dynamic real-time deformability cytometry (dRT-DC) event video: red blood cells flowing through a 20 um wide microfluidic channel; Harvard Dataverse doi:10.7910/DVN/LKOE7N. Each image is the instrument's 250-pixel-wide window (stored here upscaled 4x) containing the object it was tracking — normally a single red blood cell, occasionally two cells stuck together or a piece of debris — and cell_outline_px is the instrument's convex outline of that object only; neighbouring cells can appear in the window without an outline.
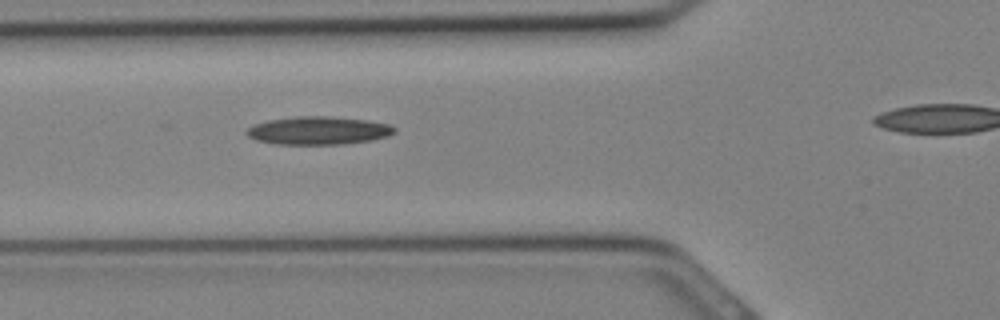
{"species": "Egyptian fruit bat (a non-hibernating species)", "species_latin": "Rousettus aegyptiacus", "temperature_condition": "cold", "stored_images_in_passage": 7, "segment_of_instrument_passage": [1, 2], "camera_frame_rate_fps": 3000, "um_per_image_px": 0.085, "animal": {"sex": "female"}, "frame": {"image": 1, "passage_image": 6, "time_ms": 1.667, "image_size_px": [1000, 320], "cell_outline_px": [[396, 132], [388, 136], [372, 140], [340, 144], [276, 144], [256, 140], [248, 136], [244, 132], [248, 128], [256, 124], [268, 120], [296, 116], [332, 116], [368, 120], [388, 124], [396, 128]], "centroid_in_image_um": [27.07, 11.09], "position_along_channel_um": 98.7, "area_um2": 24.22}}